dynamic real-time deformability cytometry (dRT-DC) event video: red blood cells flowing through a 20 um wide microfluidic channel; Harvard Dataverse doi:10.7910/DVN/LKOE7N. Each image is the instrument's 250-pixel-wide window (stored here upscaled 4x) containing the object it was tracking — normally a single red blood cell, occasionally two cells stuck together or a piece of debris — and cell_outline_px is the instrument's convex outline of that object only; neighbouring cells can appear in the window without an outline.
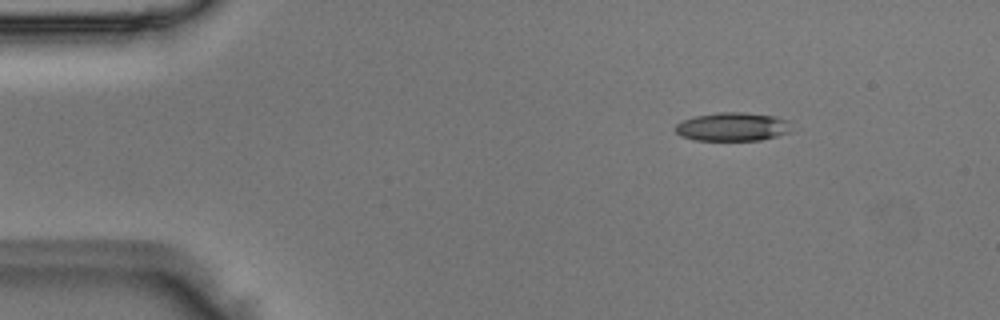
{"species": "Egyptian fruit bat (a non-hibernating species)", "species_latin": "Rousettus aegyptiacus", "temperature_condition": "room temperature", "stored_images_in_passage": 3, "camera_frame_rate_fps": 3000, "um_per_image_px": 0.085, "animal": {"sex": "male"}, "frame": {"image": 1, "passage_image": 1, "time_ms": 0.0, "image_size_px": [1000, 320], "cell_outline_px": [[796, 132], [760, 140], [696, 140], [680, 136], [676, 132], [676, 124], [680, 120], [696, 116], [720, 112], [744, 112], [776, 116], [788, 120]], "centroid_in_image_um": [62.34, 10.77], "position_along_channel_um": 22.7, "area_um2": 19.71}}